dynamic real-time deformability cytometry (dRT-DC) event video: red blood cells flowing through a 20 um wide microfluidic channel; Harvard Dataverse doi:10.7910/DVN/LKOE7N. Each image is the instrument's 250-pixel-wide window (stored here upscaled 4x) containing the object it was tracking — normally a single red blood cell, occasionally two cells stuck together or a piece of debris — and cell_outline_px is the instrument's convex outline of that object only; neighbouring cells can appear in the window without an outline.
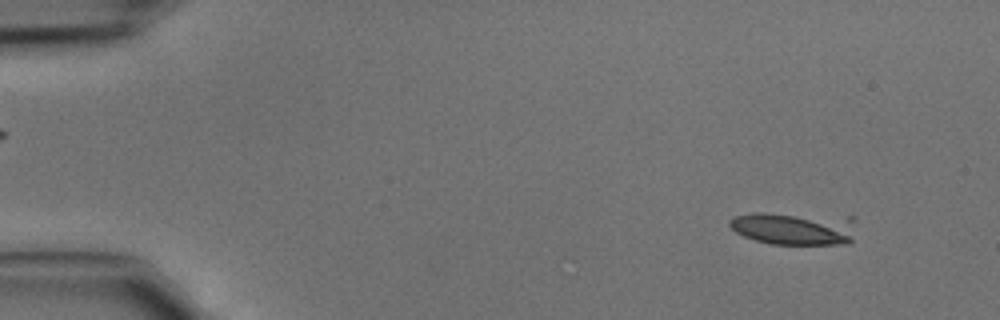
{"species": "common noctule bat (a hibernating species)", "species_latin": "Nyctalus noctula", "temperature_condition": "cold", "stored_images_in_passage": 9, "camera_frame_rate_fps": 3000, "um_per_image_px": 0.085, "animal": {"sex": "male", "body_mass_g": 15.6}, "frame": {"image": 1, "passage_image": 4, "time_ms": 1.0, "image_size_px": [1000, 320], "cell_outline_px": [[852, 240], [848, 244], [772, 244], [756, 240], [744, 236], [736, 232], [728, 224], [728, 220], [732, 216], [752, 212], [764, 212], [792, 216], [844, 228]], "centroid_in_image_um": [66.89, 19.52], "position_along_channel_um": 18.1, "area_um2": 20.46}}